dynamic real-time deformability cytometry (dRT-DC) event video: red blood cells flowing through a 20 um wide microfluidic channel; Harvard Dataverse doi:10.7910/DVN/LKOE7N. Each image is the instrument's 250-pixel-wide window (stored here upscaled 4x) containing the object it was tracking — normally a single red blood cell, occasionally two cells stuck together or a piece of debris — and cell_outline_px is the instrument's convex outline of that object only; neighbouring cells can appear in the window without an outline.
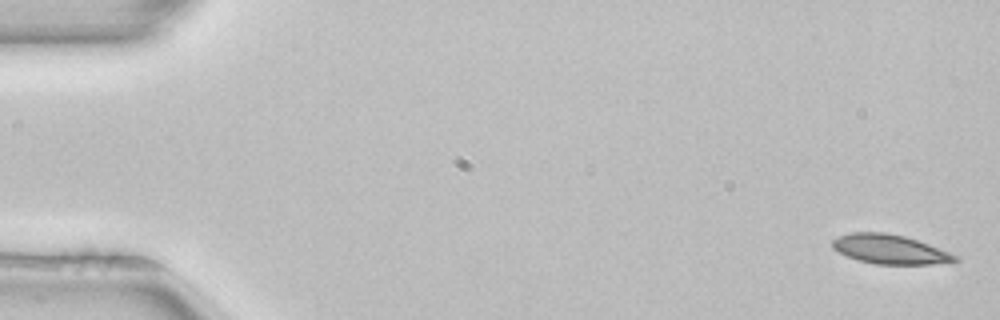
{"species": "common noctule bat (a hibernating species)", "species_latin": "Nyctalus noctula", "temperature_condition": "room temperature", "stored_images_in_passage": 52, "camera_frame_rate_fps": 3000, "um_per_image_px": 0.085, "animal": {"sex": "female", "body_mass_g": 22.7, "forearm_length_mm": 54.2}, "frame": {"image": 1, "passage_image": 2, "time_ms": 0.333, "image_size_px": [1000, 320], "cell_outline_px": [[960, 260], [932, 264], [876, 264], [856, 260], [836, 252], [832, 248], [832, 240], [848, 232], [888, 232], [904, 236], [928, 244], [948, 252], [956, 256]], "centroid_in_image_um": [75.56, 21.18], "position_along_channel_um": 9.4, "area_um2": 20.92}}
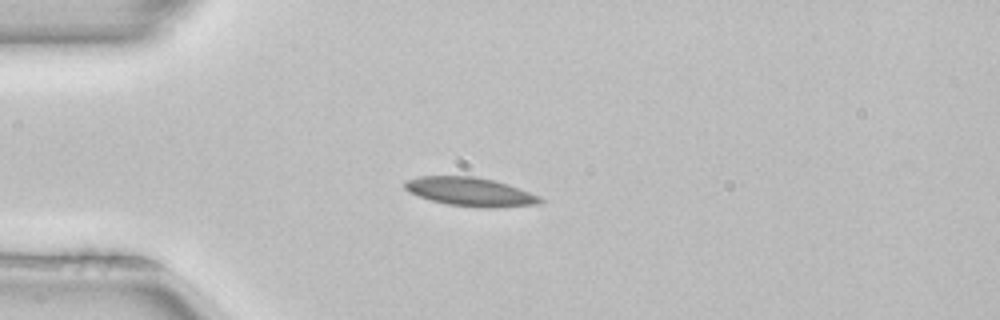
{"frame": {"image": 2, "passage_image": 14, "time_ms": 4.333, "image_size_px": [1000, 320], "cell_outline_px": [[544, 200], [540, 204], [496, 208], [480, 208], [448, 204], [432, 200], [408, 192], [404, 188], [404, 180], [420, 176], [476, 176], [508, 184], [540, 196]], "centroid_in_image_um": [39.98, 16.3], "position_along_channel_um": 45.0, "area_um2": 22.77}}
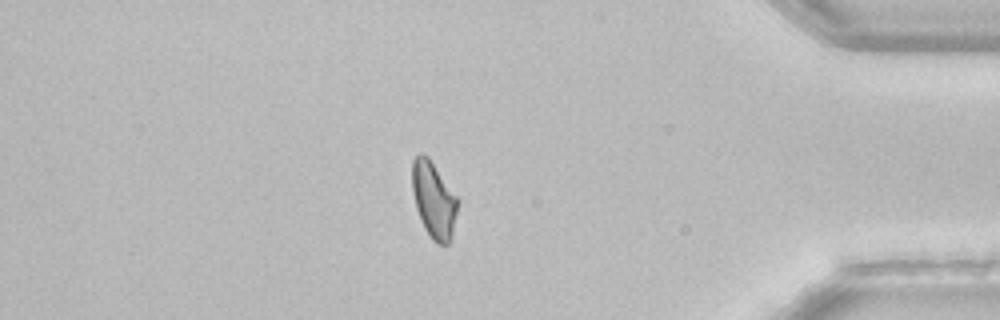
{"frame": {"image": 3, "passage_image": 45, "time_ms": 14.667, "image_size_px": [1000, 320], "cell_outline_px": [[456, 212], [452, 240], [448, 244], [436, 244], [432, 240], [424, 228], [420, 220], [416, 208], [412, 192], [412, 160], [420, 152], [424, 152], [428, 156], [456, 196]], "centroid_in_image_um": [36.83, 17.0], "position_along_channel_um": 398.4, "area_um2": 20.17}, "authors_computed_cell_mechanics": {"area_um2": 21.0103, "velocity_mm_per_s": 3.962, "shape_relaxation_time_tau1_ms": 7.7525, "shape_relaxation_time_tau2_ms": 4.7006, "deformation_change_tau1": 0.1918, "deformation_change_tau2": 0.0839}}